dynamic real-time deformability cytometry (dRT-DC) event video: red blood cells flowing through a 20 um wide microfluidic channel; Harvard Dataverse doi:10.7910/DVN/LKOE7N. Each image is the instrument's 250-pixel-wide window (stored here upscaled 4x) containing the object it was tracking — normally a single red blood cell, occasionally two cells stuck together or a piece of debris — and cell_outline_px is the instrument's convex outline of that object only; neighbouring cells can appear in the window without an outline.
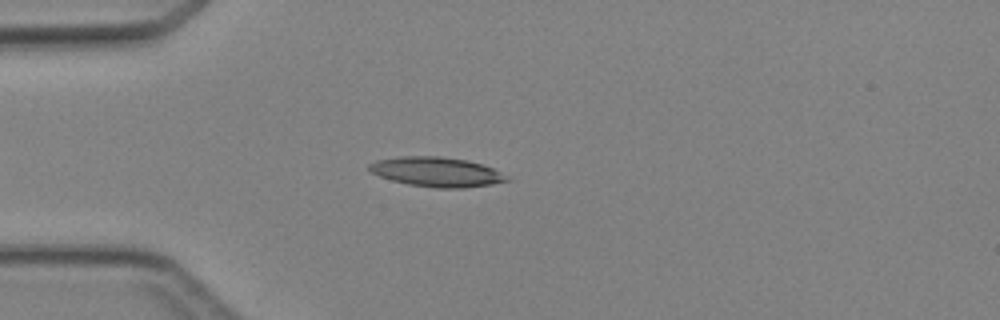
{"species": "Egyptian fruit bat (a non-hibernating species)", "species_latin": "Rousettus aegyptiacus", "temperature_condition": "cold", "stored_images_in_passage": 5, "camera_frame_rate_fps": 3000, "um_per_image_px": 0.085, "animal": {"sex": "female"}, "frame": {"image": 1, "passage_image": 4, "time_ms": 3.667, "image_size_px": [1000, 320], "cell_outline_px": [[512, 180], [492, 184], [464, 188], [436, 188], [408, 184], [392, 180], [380, 176], [372, 172], [368, 168], [368, 164], [376, 160], [400, 156], [440, 156], [468, 160], [492, 168], [508, 176]], "centroid_in_image_um": [37.12, 14.61], "position_along_channel_um": 47.9, "area_um2": 23.76}}